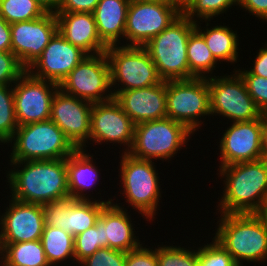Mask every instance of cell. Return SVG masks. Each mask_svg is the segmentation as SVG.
<instances>
[{
	"instance_id": "d590c367",
	"label": "cell",
	"mask_w": 267,
	"mask_h": 266,
	"mask_svg": "<svg viewBox=\"0 0 267 266\" xmlns=\"http://www.w3.org/2000/svg\"><path fill=\"white\" fill-rule=\"evenodd\" d=\"M244 80L247 91L262 114L267 115V78L251 74L248 70H235Z\"/></svg>"
},
{
	"instance_id": "ba28073f",
	"label": "cell",
	"mask_w": 267,
	"mask_h": 266,
	"mask_svg": "<svg viewBox=\"0 0 267 266\" xmlns=\"http://www.w3.org/2000/svg\"><path fill=\"white\" fill-rule=\"evenodd\" d=\"M105 53L110 65L111 88L118 86L112 92L146 88L163 81L144 47L109 46Z\"/></svg>"
},
{
	"instance_id": "484cf974",
	"label": "cell",
	"mask_w": 267,
	"mask_h": 266,
	"mask_svg": "<svg viewBox=\"0 0 267 266\" xmlns=\"http://www.w3.org/2000/svg\"><path fill=\"white\" fill-rule=\"evenodd\" d=\"M201 23L195 24V30L204 38L206 45L212 52L217 61H226L230 63L237 62L239 39L237 33L227 26L217 25L201 30ZM235 32V33H234Z\"/></svg>"
},
{
	"instance_id": "7c38bea8",
	"label": "cell",
	"mask_w": 267,
	"mask_h": 266,
	"mask_svg": "<svg viewBox=\"0 0 267 266\" xmlns=\"http://www.w3.org/2000/svg\"><path fill=\"white\" fill-rule=\"evenodd\" d=\"M182 13L176 3L131 0L127 10L123 46H145Z\"/></svg>"
},
{
	"instance_id": "f1b7e54d",
	"label": "cell",
	"mask_w": 267,
	"mask_h": 266,
	"mask_svg": "<svg viewBox=\"0 0 267 266\" xmlns=\"http://www.w3.org/2000/svg\"><path fill=\"white\" fill-rule=\"evenodd\" d=\"M187 58L190 73L195 78H209L215 70L217 60L206 45L204 38L194 30L187 43ZM210 72V73H209ZM209 74L206 76V74Z\"/></svg>"
},
{
	"instance_id": "83f0119b",
	"label": "cell",
	"mask_w": 267,
	"mask_h": 266,
	"mask_svg": "<svg viewBox=\"0 0 267 266\" xmlns=\"http://www.w3.org/2000/svg\"><path fill=\"white\" fill-rule=\"evenodd\" d=\"M6 266H51L39 240L18 243H4Z\"/></svg>"
},
{
	"instance_id": "4fadbf2b",
	"label": "cell",
	"mask_w": 267,
	"mask_h": 266,
	"mask_svg": "<svg viewBox=\"0 0 267 266\" xmlns=\"http://www.w3.org/2000/svg\"><path fill=\"white\" fill-rule=\"evenodd\" d=\"M18 126L50 120L51 104L59 85L36 78L26 71L14 84Z\"/></svg>"
},
{
	"instance_id": "52a82bcc",
	"label": "cell",
	"mask_w": 267,
	"mask_h": 266,
	"mask_svg": "<svg viewBox=\"0 0 267 266\" xmlns=\"http://www.w3.org/2000/svg\"><path fill=\"white\" fill-rule=\"evenodd\" d=\"M124 153V154H123ZM120 163V181L126 203L149 220L155 218L161 197L159 176L153 160L139 159L123 152Z\"/></svg>"
},
{
	"instance_id": "b9f144b4",
	"label": "cell",
	"mask_w": 267,
	"mask_h": 266,
	"mask_svg": "<svg viewBox=\"0 0 267 266\" xmlns=\"http://www.w3.org/2000/svg\"><path fill=\"white\" fill-rule=\"evenodd\" d=\"M265 44L266 47H261L256 55L253 68L250 67L248 71L251 74L267 78V43Z\"/></svg>"
},
{
	"instance_id": "ffe728a7",
	"label": "cell",
	"mask_w": 267,
	"mask_h": 266,
	"mask_svg": "<svg viewBox=\"0 0 267 266\" xmlns=\"http://www.w3.org/2000/svg\"><path fill=\"white\" fill-rule=\"evenodd\" d=\"M0 217L4 243L39 240L44 229L43 205L10 200Z\"/></svg>"
},
{
	"instance_id": "6da1fadb",
	"label": "cell",
	"mask_w": 267,
	"mask_h": 266,
	"mask_svg": "<svg viewBox=\"0 0 267 266\" xmlns=\"http://www.w3.org/2000/svg\"><path fill=\"white\" fill-rule=\"evenodd\" d=\"M10 165H14V170H9L6 178L12 199L44 205L69 197L67 158L10 161Z\"/></svg>"
},
{
	"instance_id": "2e32d148",
	"label": "cell",
	"mask_w": 267,
	"mask_h": 266,
	"mask_svg": "<svg viewBox=\"0 0 267 266\" xmlns=\"http://www.w3.org/2000/svg\"><path fill=\"white\" fill-rule=\"evenodd\" d=\"M11 51L27 69L58 32L56 14L47 12L34 20L10 24Z\"/></svg>"
},
{
	"instance_id": "60d3db41",
	"label": "cell",
	"mask_w": 267,
	"mask_h": 266,
	"mask_svg": "<svg viewBox=\"0 0 267 266\" xmlns=\"http://www.w3.org/2000/svg\"><path fill=\"white\" fill-rule=\"evenodd\" d=\"M239 7L267 22V0H239Z\"/></svg>"
},
{
	"instance_id": "836d02e7",
	"label": "cell",
	"mask_w": 267,
	"mask_h": 266,
	"mask_svg": "<svg viewBox=\"0 0 267 266\" xmlns=\"http://www.w3.org/2000/svg\"><path fill=\"white\" fill-rule=\"evenodd\" d=\"M157 260L158 266H197L198 250L162 244L157 248Z\"/></svg>"
},
{
	"instance_id": "603a6c76",
	"label": "cell",
	"mask_w": 267,
	"mask_h": 266,
	"mask_svg": "<svg viewBox=\"0 0 267 266\" xmlns=\"http://www.w3.org/2000/svg\"><path fill=\"white\" fill-rule=\"evenodd\" d=\"M119 204H106L99 219L103 222L104 248L129 252L142 245L133 231L131 217Z\"/></svg>"
},
{
	"instance_id": "9a60e30c",
	"label": "cell",
	"mask_w": 267,
	"mask_h": 266,
	"mask_svg": "<svg viewBox=\"0 0 267 266\" xmlns=\"http://www.w3.org/2000/svg\"><path fill=\"white\" fill-rule=\"evenodd\" d=\"M75 200L67 197L43 205L44 225L60 228L72 236L86 231L99 220L103 207L112 199Z\"/></svg>"
},
{
	"instance_id": "f546056e",
	"label": "cell",
	"mask_w": 267,
	"mask_h": 266,
	"mask_svg": "<svg viewBox=\"0 0 267 266\" xmlns=\"http://www.w3.org/2000/svg\"><path fill=\"white\" fill-rule=\"evenodd\" d=\"M46 13L35 0H0V15L9 24L34 20Z\"/></svg>"
},
{
	"instance_id": "f6af8a7d",
	"label": "cell",
	"mask_w": 267,
	"mask_h": 266,
	"mask_svg": "<svg viewBox=\"0 0 267 266\" xmlns=\"http://www.w3.org/2000/svg\"><path fill=\"white\" fill-rule=\"evenodd\" d=\"M263 148H264V152L267 157V115H266V120L264 122V129H263Z\"/></svg>"
},
{
	"instance_id": "f35d334b",
	"label": "cell",
	"mask_w": 267,
	"mask_h": 266,
	"mask_svg": "<svg viewBox=\"0 0 267 266\" xmlns=\"http://www.w3.org/2000/svg\"><path fill=\"white\" fill-rule=\"evenodd\" d=\"M125 266H158L157 248L152 250L141 245L127 252Z\"/></svg>"
},
{
	"instance_id": "d6986e66",
	"label": "cell",
	"mask_w": 267,
	"mask_h": 266,
	"mask_svg": "<svg viewBox=\"0 0 267 266\" xmlns=\"http://www.w3.org/2000/svg\"><path fill=\"white\" fill-rule=\"evenodd\" d=\"M86 55L80 48L68 42L58 31L42 54L27 68V71L36 78L60 85Z\"/></svg>"
},
{
	"instance_id": "ab89813d",
	"label": "cell",
	"mask_w": 267,
	"mask_h": 266,
	"mask_svg": "<svg viewBox=\"0 0 267 266\" xmlns=\"http://www.w3.org/2000/svg\"><path fill=\"white\" fill-rule=\"evenodd\" d=\"M100 0H61L57 12L93 13Z\"/></svg>"
},
{
	"instance_id": "d4e9b609",
	"label": "cell",
	"mask_w": 267,
	"mask_h": 266,
	"mask_svg": "<svg viewBox=\"0 0 267 266\" xmlns=\"http://www.w3.org/2000/svg\"><path fill=\"white\" fill-rule=\"evenodd\" d=\"M85 149H76L67 157V178L69 196L75 200H89L83 191L93 188L98 181L97 167L93 156L85 153Z\"/></svg>"
},
{
	"instance_id": "8fae6325",
	"label": "cell",
	"mask_w": 267,
	"mask_h": 266,
	"mask_svg": "<svg viewBox=\"0 0 267 266\" xmlns=\"http://www.w3.org/2000/svg\"><path fill=\"white\" fill-rule=\"evenodd\" d=\"M59 88L66 94L92 104L114 99L106 53L86 55L61 82Z\"/></svg>"
},
{
	"instance_id": "1f68e13d",
	"label": "cell",
	"mask_w": 267,
	"mask_h": 266,
	"mask_svg": "<svg viewBox=\"0 0 267 266\" xmlns=\"http://www.w3.org/2000/svg\"><path fill=\"white\" fill-rule=\"evenodd\" d=\"M74 257L78 264L104 248L103 222L99 219L94 226L74 237Z\"/></svg>"
},
{
	"instance_id": "9c48e42d",
	"label": "cell",
	"mask_w": 267,
	"mask_h": 266,
	"mask_svg": "<svg viewBox=\"0 0 267 266\" xmlns=\"http://www.w3.org/2000/svg\"><path fill=\"white\" fill-rule=\"evenodd\" d=\"M166 104L167 117L194 133L202 124L199 117L211 115L207 78L166 81Z\"/></svg>"
},
{
	"instance_id": "bcb514c9",
	"label": "cell",
	"mask_w": 267,
	"mask_h": 266,
	"mask_svg": "<svg viewBox=\"0 0 267 266\" xmlns=\"http://www.w3.org/2000/svg\"><path fill=\"white\" fill-rule=\"evenodd\" d=\"M4 249H5V245H4V241H3V234H2V229L0 231V262L3 263L4 260Z\"/></svg>"
},
{
	"instance_id": "4dcf8cb0",
	"label": "cell",
	"mask_w": 267,
	"mask_h": 266,
	"mask_svg": "<svg viewBox=\"0 0 267 266\" xmlns=\"http://www.w3.org/2000/svg\"><path fill=\"white\" fill-rule=\"evenodd\" d=\"M13 85H0V143H9L18 122L15 114Z\"/></svg>"
},
{
	"instance_id": "5bb4252c",
	"label": "cell",
	"mask_w": 267,
	"mask_h": 266,
	"mask_svg": "<svg viewBox=\"0 0 267 266\" xmlns=\"http://www.w3.org/2000/svg\"><path fill=\"white\" fill-rule=\"evenodd\" d=\"M266 115L252 121L233 122L220 140V166L255 161L266 157L263 129Z\"/></svg>"
},
{
	"instance_id": "4316f807",
	"label": "cell",
	"mask_w": 267,
	"mask_h": 266,
	"mask_svg": "<svg viewBox=\"0 0 267 266\" xmlns=\"http://www.w3.org/2000/svg\"><path fill=\"white\" fill-rule=\"evenodd\" d=\"M45 255L51 266H57L61 261L74 257V236L53 226H44L40 238Z\"/></svg>"
},
{
	"instance_id": "ee69618b",
	"label": "cell",
	"mask_w": 267,
	"mask_h": 266,
	"mask_svg": "<svg viewBox=\"0 0 267 266\" xmlns=\"http://www.w3.org/2000/svg\"><path fill=\"white\" fill-rule=\"evenodd\" d=\"M46 12L56 13L61 0H35Z\"/></svg>"
},
{
	"instance_id": "e575fe53",
	"label": "cell",
	"mask_w": 267,
	"mask_h": 266,
	"mask_svg": "<svg viewBox=\"0 0 267 266\" xmlns=\"http://www.w3.org/2000/svg\"><path fill=\"white\" fill-rule=\"evenodd\" d=\"M211 243L198 248L197 266H238L230 253L220 244L215 240Z\"/></svg>"
},
{
	"instance_id": "c3c4849f",
	"label": "cell",
	"mask_w": 267,
	"mask_h": 266,
	"mask_svg": "<svg viewBox=\"0 0 267 266\" xmlns=\"http://www.w3.org/2000/svg\"><path fill=\"white\" fill-rule=\"evenodd\" d=\"M191 0H176V4L183 9Z\"/></svg>"
},
{
	"instance_id": "d6a6232c",
	"label": "cell",
	"mask_w": 267,
	"mask_h": 266,
	"mask_svg": "<svg viewBox=\"0 0 267 266\" xmlns=\"http://www.w3.org/2000/svg\"><path fill=\"white\" fill-rule=\"evenodd\" d=\"M238 4L239 0H191L182 12L192 21L198 23V20L194 18L196 16L199 20L202 18L207 22Z\"/></svg>"
},
{
	"instance_id": "e0dca14e",
	"label": "cell",
	"mask_w": 267,
	"mask_h": 266,
	"mask_svg": "<svg viewBox=\"0 0 267 266\" xmlns=\"http://www.w3.org/2000/svg\"><path fill=\"white\" fill-rule=\"evenodd\" d=\"M92 105L88 101L64 93L60 88L53 97L50 120L64 132L77 149L87 147Z\"/></svg>"
},
{
	"instance_id": "5b68a950",
	"label": "cell",
	"mask_w": 267,
	"mask_h": 266,
	"mask_svg": "<svg viewBox=\"0 0 267 266\" xmlns=\"http://www.w3.org/2000/svg\"><path fill=\"white\" fill-rule=\"evenodd\" d=\"M9 143L13 148L9 161L56 160L77 149L51 120L18 126Z\"/></svg>"
},
{
	"instance_id": "277c9868",
	"label": "cell",
	"mask_w": 267,
	"mask_h": 266,
	"mask_svg": "<svg viewBox=\"0 0 267 266\" xmlns=\"http://www.w3.org/2000/svg\"><path fill=\"white\" fill-rule=\"evenodd\" d=\"M195 24L182 12L165 30L143 46L163 81L195 78L189 71L187 58V43Z\"/></svg>"
},
{
	"instance_id": "cb8c5ba5",
	"label": "cell",
	"mask_w": 267,
	"mask_h": 266,
	"mask_svg": "<svg viewBox=\"0 0 267 266\" xmlns=\"http://www.w3.org/2000/svg\"><path fill=\"white\" fill-rule=\"evenodd\" d=\"M131 0H100L93 12L101 41L107 46H119L124 37L127 10Z\"/></svg>"
},
{
	"instance_id": "44dd1931",
	"label": "cell",
	"mask_w": 267,
	"mask_h": 266,
	"mask_svg": "<svg viewBox=\"0 0 267 266\" xmlns=\"http://www.w3.org/2000/svg\"><path fill=\"white\" fill-rule=\"evenodd\" d=\"M113 95L135 125L167 117L166 81L146 88L113 92Z\"/></svg>"
},
{
	"instance_id": "7a4b0ae2",
	"label": "cell",
	"mask_w": 267,
	"mask_h": 266,
	"mask_svg": "<svg viewBox=\"0 0 267 266\" xmlns=\"http://www.w3.org/2000/svg\"><path fill=\"white\" fill-rule=\"evenodd\" d=\"M218 170L225 178L220 214H259L267 199V157Z\"/></svg>"
},
{
	"instance_id": "8d00e7d4",
	"label": "cell",
	"mask_w": 267,
	"mask_h": 266,
	"mask_svg": "<svg viewBox=\"0 0 267 266\" xmlns=\"http://www.w3.org/2000/svg\"><path fill=\"white\" fill-rule=\"evenodd\" d=\"M26 71L12 51H0V85L14 84Z\"/></svg>"
},
{
	"instance_id": "7bdbcfd3",
	"label": "cell",
	"mask_w": 267,
	"mask_h": 266,
	"mask_svg": "<svg viewBox=\"0 0 267 266\" xmlns=\"http://www.w3.org/2000/svg\"><path fill=\"white\" fill-rule=\"evenodd\" d=\"M0 51H11L10 24L0 15Z\"/></svg>"
},
{
	"instance_id": "681fc988",
	"label": "cell",
	"mask_w": 267,
	"mask_h": 266,
	"mask_svg": "<svg viewBox=\"0 0 267 266\" xmlns=\"http://www.w3.org/2000/svg\"><path fill=\"white\" fill-rule=\"evenodd\" d=\"M138 1H152V2H162V3H176V0H138Z\"/></svg>"
},
{
	"instance_id": "7dc6e473",
	"label": "cell",
	"mask_w": 267,
	"mask_h": 266,
	"mask_svg": "<svg viewBox=\"0 0 267 266\" xmlns=\"http://www.w3.org/2000/svg\"><path fill=\"white\" fill-rule=\"evenodd\" d=\"M259 215L266 221L267 223V199L264 203L262 210L259 212Z\"/></svg>"
},
{
	"instance_id": "74e56055",
	"label": "cell",
	"mask_w": 267,
	"mask_h": 266,
	"mask_svg": "<svg viewBox=\"0 0 267 266\" xmlns=\"http://www.w3.org/2000/svg\"><path fill=\"white\" fill-rule=\"evenodd\" d=\"M126 252L100 248L93 255L82 260L81 266H125Z\"/></svg>"
},
{
	"instance_id": "30bf717a",
	"label": "cell",
	"mask_w": 267,
	"mask_h": 266,
	"mask_svg": "<svg viewBox=\"0 0 267 266\" xmlns=\"http://www.w3.org/2000/svg\"><path fill=\"white\" fill-rule=\"evenodd\" d=\"M211 115H221L231 122L259 119L263 114L247 91L244 80L235 73L207 78Z\"/></svg>"
},
{
	"instance_id": "8992f818",
	"label": "cell",
	"mask_w": 267,
	"mask_h": 266,
	"mask_svg": "<svg viewBox=\"0 0 267 266\" xmlns=\"http://www.w3.org/2000/svg\"><path fill=\"white\" fill-rule=\"evenodd\" d=\"M192 133L185 125L171 118L151 120L135 125L133 143L127 152L131 156L169 160L184 147Z\"/></svg>"
},
{
	"instance_id": "3957f363",
	"label": "cell",
	"mask_w": 267,
	"mask_h": 266,
	"mask_svg": "<svg viewBox=\"0 0 267 266\" xmlns=\"http://www.w3.org/2000/svg\"><path fill=\"white\" fill-rule=\"evenodd\" d=\"M220 217L213 239L230 253L238 266H243L242 261L267 259V223L259 214H221Z\"/></svg>"
},
{
	"instance_id": "ac0fdd59",
	"label": "cell",
	"mask_w": 267,
	"mask_h": 266,
	"mask_svg": "<svg viewBox=\"0 0 267 266\" xmlns=\"http://www.w3.org/2000/svg\"><path fill=\"white\" fill-rule=\"evenodd\" d=\"M135 124L121 106L112 99L107 102L93 103L91 108L90 142L120 143L127 146L128 152L133 143Z\"/></svg>"
},
{
	"instance_id": "7402d4cb",
	"label": "cell",
	"mask_w": 267,
	"mask_h": 266,
	"mask_svg": "<svg viewBox=\"0 0 267 266\" xmlns=\"http://www.w3.org/2000/svg\"><path fill=\"white\" fill-rule=\"evenodd\" d=\"M58 31L87 55L104 53L108 48L100 39L93 13L56 12Z\"/></svg>"
}]
</instances>
